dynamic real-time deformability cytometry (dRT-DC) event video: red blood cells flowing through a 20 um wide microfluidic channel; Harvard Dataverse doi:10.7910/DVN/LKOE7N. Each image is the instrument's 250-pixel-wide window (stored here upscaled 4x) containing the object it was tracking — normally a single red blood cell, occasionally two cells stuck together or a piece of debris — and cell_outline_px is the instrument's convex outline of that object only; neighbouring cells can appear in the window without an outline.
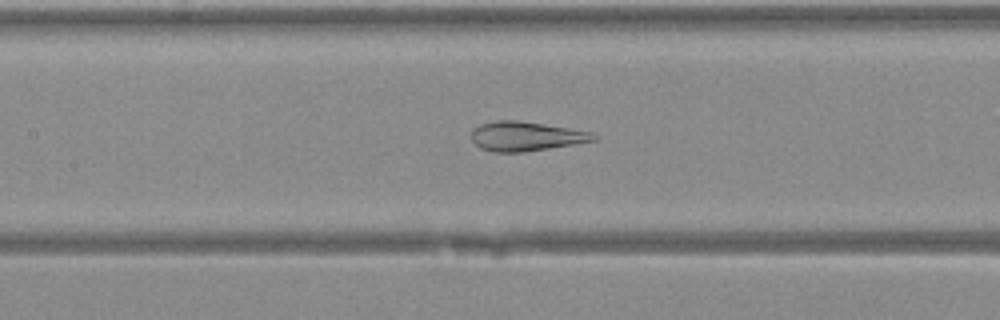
{"species": "Egyptian fruit bat (a non-hibernating species)", "species_latin": "Rousettus aegyptiacus", "temperature_condition": "warm", "stored_images_in_passage": 43, "camera_frame_rate_fps": 3000, "um_per_image_px": 0.085, "animal": {"sex": "female"}, "frame": {"image": 1, "passage_image": 21, "time_ms": 6.667, "image_size_px": [1000, 320], "cell_outline_px": [[596, 140], [548, 148], [520, 152], [492, 152], [480, 148], [472, 140], [472, 128], [480, 124], [500, 120], [516, 120], [544, 124], [592, 132], [596, 136]], "centroid_in_image_um": [44.65, 11.58], "position_along_channel_um": 162.7, "area_um2": 20.63}}
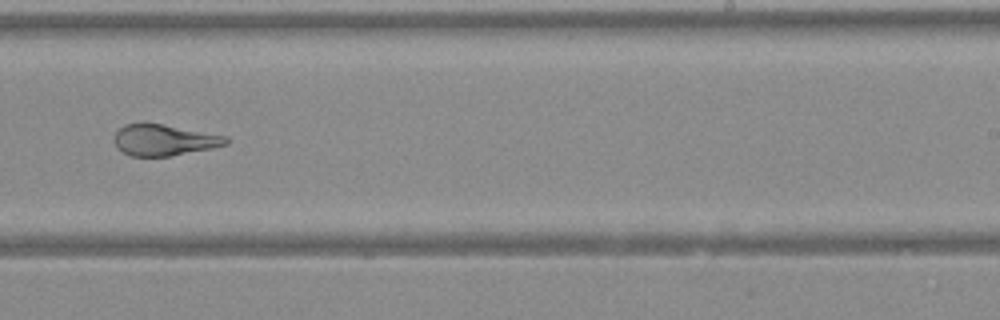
{"frame": {"image": 2, "passage_image": 28, "time_ms": 9.0, "image_size_px": [1000, 320], "cell_outline_px": [[228, 144], [168, 156], [132, 156], [116, 148], [112, 140], [116, 132], [124, 124], [160, 124], [228, 136]], "centroid_in_image_um": [13.9, 11.9], "position_along_channel_um": 275.1, "area_um2": 19.88}}
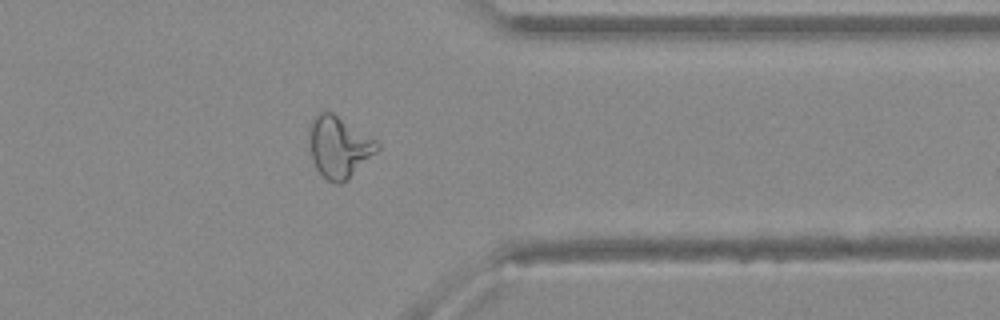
{"frame": {"image": 3, "passage_image": 35, "time_ms": 11.333, "image_size_px": [1000, 320], "cell_outline_px": [[380, 148], [376, 152], [340, 184], [336, 184], [328, 180], [316, 168], [312, 160], [312, 120], [316, 112], [332, 112], [376, 140], [380, 144]], "centroid_in_image_um": [28.84, 12.48], "position_along_channel_um": 382.6, "area_um2": 23.24}}